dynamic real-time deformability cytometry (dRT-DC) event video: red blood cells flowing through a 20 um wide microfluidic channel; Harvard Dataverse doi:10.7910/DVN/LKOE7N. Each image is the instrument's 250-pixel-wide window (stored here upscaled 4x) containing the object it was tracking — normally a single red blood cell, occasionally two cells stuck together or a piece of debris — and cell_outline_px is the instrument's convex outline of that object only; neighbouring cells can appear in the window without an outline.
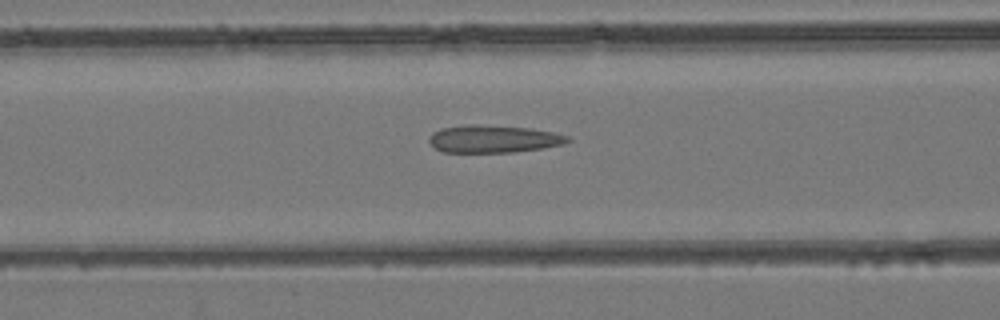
{"species": "common noctule bat (a hibernating species)", "species_latin": "Nyctalus noctula", "temperature_condition": "room temperature", "stored_images_in_passage": 53, "camera_frame_rate_fps": 3000, "um_per_image_px": 0.085, "animal": {"sex": "female", "body_mass_g": 24.6, "forearm_length_mm": 56.2}, "frame": {"image": 1, "passage_image": 22, "time_ms": 7.0, "image_size_px": [1000, 320], "cell_outline_px": [[572, 140], [564, 144], [540, 148], [512, 152], [444, 152], [436, 148], [428, 140], [428, 136], [432, 132], [440, 128], [468, 124], [476, 124], [528, 128], [552, 132], [568, 136]], "centroid_in_image_um": [41.91, 11.8], "position_along_channel_um": 124.7, "area_um2": 22.14}}
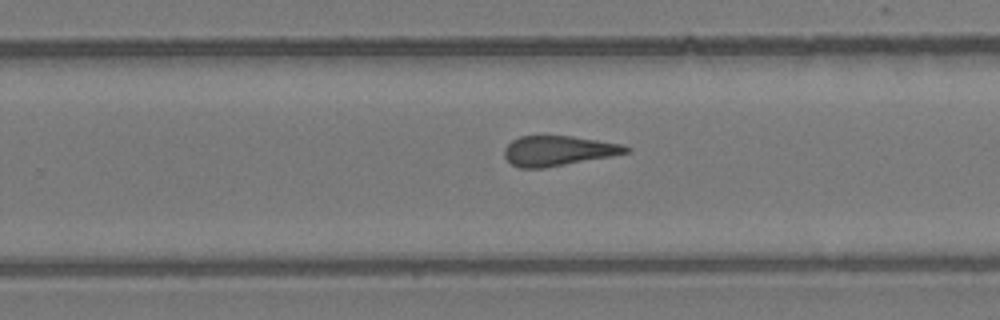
{"frame": {"image": 2, "passage_image": 34, "time_ms": 11.0, "image_size_px": [1000, 320], "cell_outline_px": [[632, 152], [544, 168], [520, 168], [512, 164], [504, 156], [504, 148], [512, 140], [520, 136], [572, 136], [624, 144], [632, 148]], "centroid_in_image_um": [47.48, 12.81], "position_along_channel_um": 282.3, "area_um2": 21.27}}
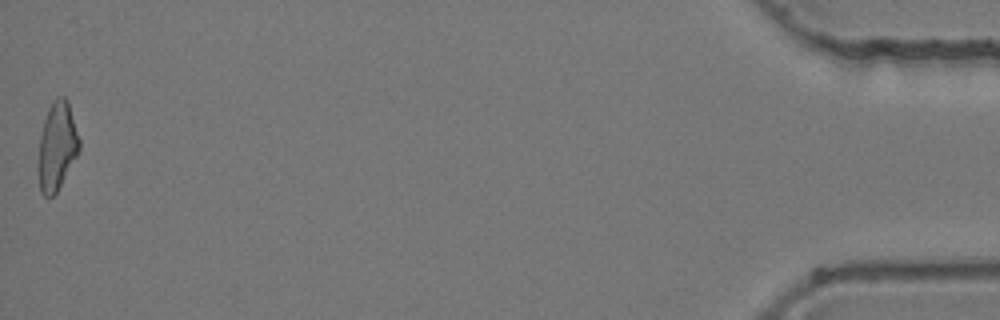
{"frame": {"image": 3, "passage_image": 53, "time_ms": 17.333, "image_size_px": [1000, 320], "cell_outline_px": [[80, 148], [76, 156], [56, 192], [48, 200], [40, 192], [40, 136], [44, 120], [48, 108], [52, 100], [56, 96], [64, 96], [68, 100], [80, 140]], "centroid_in_image_um": [4.87, 12.37], "position_along_channel_um": 430.3, "area_um2": 20.58}, "authors_computed_cell_mechanics": {"area_um2": 22.0796, "velocity_mm_per_s": 3.9481, "shape_relaxation_time_tau1_ms": null, "shape_relaxation_time_tau2_ms": 2.5258, "deformation_change_tau1": null, "deformation_change_tau2": 0.1501}}